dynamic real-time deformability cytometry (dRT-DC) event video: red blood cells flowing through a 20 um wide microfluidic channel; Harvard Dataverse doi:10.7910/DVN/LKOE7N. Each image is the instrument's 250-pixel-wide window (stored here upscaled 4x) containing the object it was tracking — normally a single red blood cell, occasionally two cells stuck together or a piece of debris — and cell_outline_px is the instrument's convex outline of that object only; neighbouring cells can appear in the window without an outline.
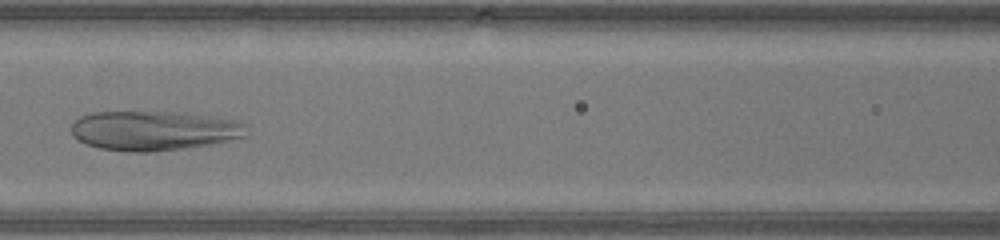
{"species": "human", "species_latin": "Homo sapiens", "temperature_condition": "warm", "stored_images_in_passage": 46, "camera_frame_rate_fps": 3000, "um_per_image_px": 0.085, "donor": {"sex": "male"}, "frame": {"image": 1, "passage_image": 20, "time_ms": 6.333, "image_size_px": [1000, 240], "cell_outline_px": [[248, 136], [212, 144], [184, 148], [152, 152], [132, 152], [100, 148], [84, 144], [76, 140], [72, 136], [72, 124], [80, 116], [92, 112], [172, 112], [208, 116], [232, 120], [248, 124]], "centroid_in_image_um": [13.08, 11.11], "position_along_channel_um": 153.5, "area_um2": 40.58}}
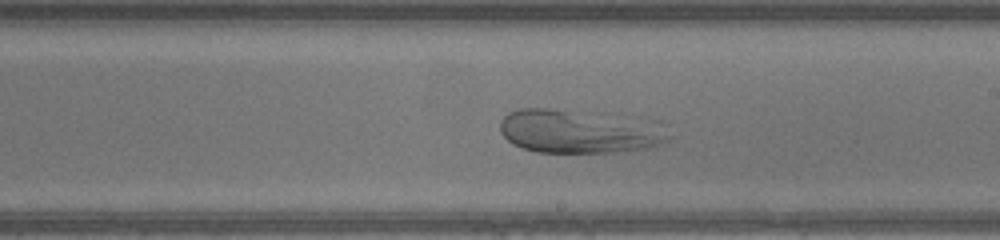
{"frame": {"image": 2, "passage_image": 26, "time_ms": 8.333, "image_size_px": [1000, 240], "cell_outline_px": [[672, 136], [668, 140], [660, 144], [648, 148], [616, 152], [536, 152], [512, 144], [500, 132], [500, 120], [508, 112], [520, 108], [548, 108], [660, 120], [664, 124]], "centroid_in_image_um": [49.31, 11.15], "position_along_channel_um": 239.7, "area_um2": 43.64}}
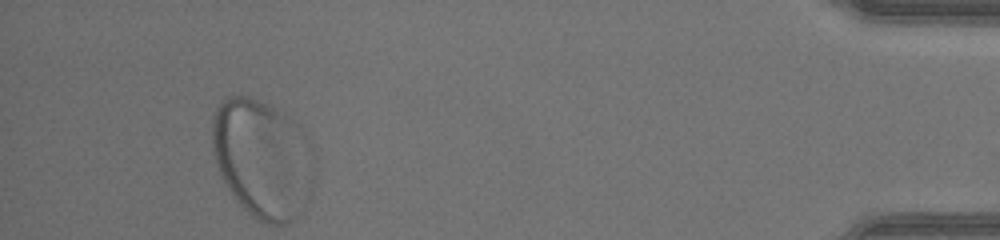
{"frame": {"image": 3, "passage_image": 43, "time_ms": 14.0, "image_size_px": [1000, 240], "cell_outline_px": [[300, 128], [292, 220], [288, 224], [268, 224], [256, 220], [240, 204], [228, 188], [216, 164], [212, 148], [212, 120], [216, 108], [228, 96], [248, 96], [288, 116], [300, 124]], "centroid_in_image_um": [21.87, 13.33], "position_along_channel_um": 413.3, "area_um2": 62.31}}